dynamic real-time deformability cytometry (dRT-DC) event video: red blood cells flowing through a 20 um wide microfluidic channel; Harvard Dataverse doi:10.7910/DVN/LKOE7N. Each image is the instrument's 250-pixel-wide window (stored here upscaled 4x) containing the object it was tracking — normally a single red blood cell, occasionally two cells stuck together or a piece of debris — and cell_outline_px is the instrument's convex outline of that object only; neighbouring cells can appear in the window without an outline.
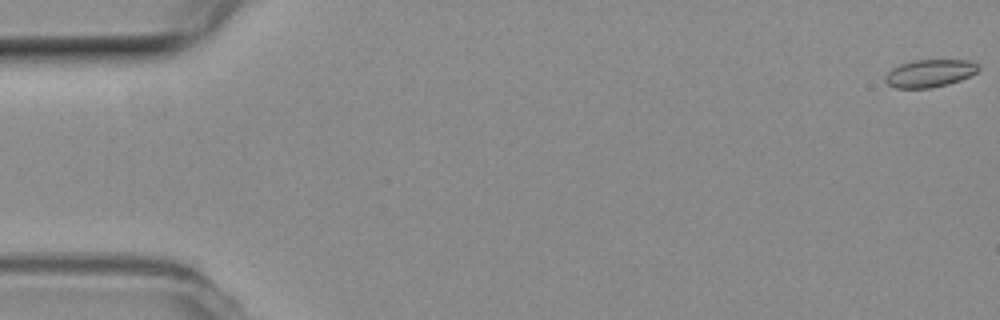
{"species": "common noctule bat (a hibernating species)", "species_latin": "Nyctalus noctula", "temperature_condition": "room temperature", "stored_images_in_passage": 55, "camera_frame_rate_fps": 3000, "um_per_image_px": 0.085, "animal": {"sex": "female", "body_mass_g": 19.3, "forearm_length_mm": 54.1}, "frame": {"image": 1, "passage_image": 1, "time_ms": 0.0, "image_size_px": [1000, 320], "cell_outline_px": [[980, 68], [976, 72], [960, 80], [948, 84], [932, 88], [896, 88], [888, 84], [884, 80], [884, 76], [892, 68], [900, 64], [916, 60], [968, 60], [976, 64]], "centroid_in_image_um": [78.99, 6.23], "position_along_channel_um": 6.0, "area_um2": 14.91}}
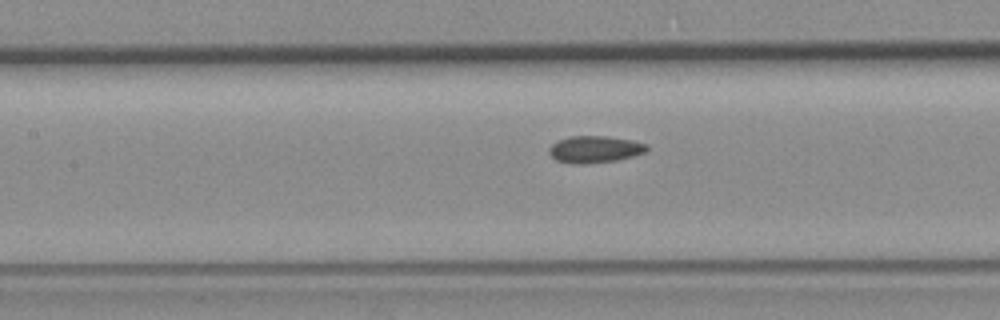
{"frame": {"image": 2, "passage_image": 25, "time_ms": 8.0, "image_size_px": [1000, 320], "cell_outline_px": [[648, 148], [644, 152], [632, 156], [616, 160], [584, 164], [572, 164], [556, 160], [548, 152], [548, 148], [552, 144], [568, 136], [608, 136], [632, 140], [648, 144]], "centroid_in_image_um": [50.54, 12.69], "position_along_channel_um": 156.9, "area_um2": 15.32}}
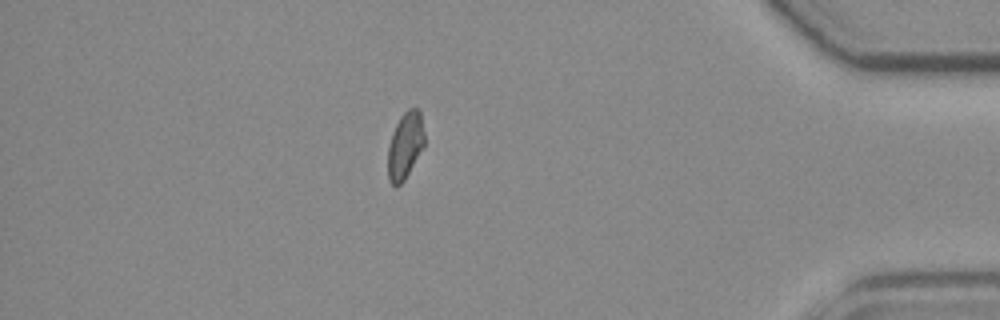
{"frame": {"image": 3, "passage_image": 48, "time_ms": 15.667, "image_size_px": [1000, 320], "cell_outline_px": [[424, 144], [404, 180], [396, 188], [388, 180], [388, 144], [392, 132], [400, 116], [408, 108], [420, 108], [424, 132]], "centroid_in_image_um": [34.42, 12.34], "position_along_channel_um": 400.8, "area_um2": 14.22}, "authors_computed_cell_mechanics": {"area_um2": 14.9702, "velocity_mm_per_s": 3.7639, "shape_relaxation_time_tau1_ms": null, "shape_relaxation_time_tau2_ms": 3.7648, "deformation_change_tau1": null, "deformation_change_tau2": 0.0915}}